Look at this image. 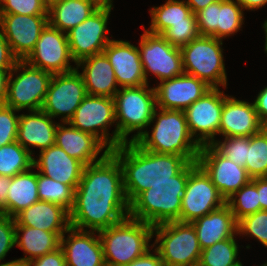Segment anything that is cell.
<instances>
[{
	"mask_svg": "<svg viewBox=\"0 0 267 266\" xmlns=\"http://www.w3.org/2000/svg\"><path fill=\"white\" fill-rule=\"evenodd\" d=\"M129 206L121 164L109 152L101 161L84 167L75 190L70 225L99 232L129 217Z\"/></svg>",
	"mask_w": 267,
	"mask_h": 266,
	"instance_id": "6da1fadb",
	"label": "cell"
},
{
	"mask_svg": "<svg viewBox=\"0 0 267 266\" xmlns=\"http://www.w3.org/2000/svg\"><path fill=\"white\" fill-rule=\"evenodd\" d=\"M110 152L121 164L129 204L154 184L172 180L190 163L181 155L144 150L136 142L123 143Z\"/></svg>",
	"mask_w": 267,
	"mask_h": 266,
	"instance_id": "7a4b0ae2",
	"label": "cell"
},
{
	"mask_svg": "<svg viewBox=\"0 0 267 266\" xmlns=\"http://www.w3.org/2000/svg\"><path fill=\"white\" fill-rule=\"evenodd\" d=\"M145 131L136 141L144 150L156 153L181 155L197 162L201 146L192 137L184 111L157 108Z\"/></svg>",
	"mask_w": 267,
	"mask_h": 266,
	"instance_id": "3957f363",
	"label": "cell"
},
{
	"mask_svg": "<svg viewBox=\"0 0 267 266\" xmlns=\"http://www.w3.org/2000/svg\"><path fill=\"white\" fill-rule=\"evenodd\" d=\"M189 175V164L168 182L154 184L141 192L129 206V217L152 226L180 222L182 195Z\"/></svg>",
	"mask_w": 267,
	"mask_h": 266,
	"instance_id": "277c9868",
	"label": "cell"
},
{
	"mask_svg": "<svg viewBox=\"0 0 267 266\" xmlns=\"http://www.w3.org/2000/svg\"><path fill=\"white\" fill-rule=\"evenodd\" d=\"M106 266H126L153 247V226L126 217L98 232Z\"/></svg>",
	"mask_w": 267,
	"mask_h": 266,
	"instance_id": "5b68a950",
	"label": "cell"
},
{
	"mask_svg": "<svg viewBox=\"0 0 267 266\" xmlns=\"http://www.w3.org/2000/svg\"><path fill=\"white\" fill-rule=\"evenodd\" d=\"M149 85L120 88L115 93L118 146L136 142L149 128L154 111L157 109L155 88ZM131 133L134 134L130 136Z\"/></svg>",
	"mask_w": 267,
	"mask_h": 266,
	"instance_id": "8992f818",
	"label": "cell"
},
{
	"mask_svg": "<svg viewBox=\"0 0 267 266\" xmlns=\"http://www.w3.org/2000/svg\"><path fill=\"white\" fill-rule=\"evenodd\" d=\"M223 40L198 36L182 46L183 71L204 81L211 88H227Z\"/></svg>",
	"mask_w": 267,
	"mask_h": 266,
	"instance_id": "52a82bcc",
	"label": "cell"
},
{
	"mask_svg": "<svg viewBox=\"0 0 267 266\" xmlns=\"http://www.w3.org/2000/svg\"><path fill=\"white\" fill-rule=\"evenodd\" d=\"M153 247L165 266H198L201 248L191 223L171 221L153 226Z\"/></svg>",
	"mask_w": 267,
	"mask_h": 266,
	"instance_id": "ba28073f",
	"label": "cell"
},
{
	"mask_svg": "<svg viewBox=\"0 0 267 266\" xmlns=\"http://www.w3.org/2000/svg\"><path fill=\"white\" fill-rule=\"evenodd\" d=\"M52 75L19 60L9 73L4 104L19 112L42 109Z\"/></svg>",
	"mask_w": 267,
	"mask_h": 266,
	"instance_id": "9c48e42d",
	"label": "cell"
},
{
	"mask_svg": "<svg viewBox=\"0 0 267 266\" xmlns=\"http://www.w3.org/2000/svg\"><path fill=\"white\" fill-rule=\"evenodd\" d=\"M68 123L94 135L110 151L118 147L114 98L87 94ZM111 126L115 129L110 133Z\"/></svg>",
	"mask_w": 267,
	"mask_h": 266,
	"instance_id": "30bf717a",
	"label": "cell"
},
{
	"mask_svg": "<svg viewBox=\"0 0 267 266\" xmlns=\"http://www.w3.org/2000/svg\"><path fill=\"white\" fill-rule=\"evenodd\" d=\"M143 32L137 47L148 84L150 73L158 83L182 75L181 49L171 45L162 35L149 33L145 29Z\"/></svg>",
	"mask_w": 267,
	"mask_h": 266,
	"instance_id": "8fae6325",
	"label": "cell"
},
{
	"mask_svg": "<svg viewBox=\"0 0 267 266\" xmlns=\"http://www.w3.org/2000/svg\"><path fill=\"white\" fill-rule=\"evenodd\" d=\"M226 204L210 176L197 162L189 163V175L182 195L180 222L191 223Z\"/></svg>",
	"mask_w": 267,
	"mask_h": 266,
	"instance_id": "7c38bea8",
	"label": "cell"
},
{
	"mask_svg": "<svg viewBox=\"0 0 267 266\" xmlns=\"http://www.w3.org/2000/svg\"><path fill=\"white\" fill-rule=\"evenodd\" d=\"M87 92L82 75L77 69L53 74L42 106V111L60 123L68 122L80 106Z\"/></svg>",
	"mask_w": 267,
	"mask_h": 266,
	"instance_id": "4fadbf2b",
	"label": "cell"
},
{
	"mask_svg": "<svg viewBox=\"0 0 267 266\" xmlns=\"http://www.w3.org/2000/svg\"><path fill=\"white\" fill-rule=\"evenodd\" d=\"M24 61L32 67L52 74L68 73L76 69V63L70 53L67 34L49 23ZM70 62L75 65H71Z\"/></svg>",
	"mask_w": 267,
	"mask_h": 266,
	"instance_id": "5bb4252c",
	"label": "cell"
},
{
	"mask_svg": "<svg viewBox=\"0 0 267 266\" xmlns=\"http://www.w3.org/2000/svg\"><path fill=\"white\" fill-rule=\"evenodd\" d=\"M221 88H211L200 99L184 110L189 131L200 145L211 144L219 135L224 97Z\"/></svg>",
	"mask_w": 267,
	"mask_h": 266,
	"instance_id": "9a60e30c",
	"label": "cell"
},
{
	"mask_svg": "<svg viewBox=\"0 0 267 266\" xmlns=\"http://www.w3.org/2000/svg\"><path fill=\"white\" fill-rule=\"evenodd\" d=\"M112 9L98 8L85 21L67 32L70 53L77 64L80 60L103 53L112 40L108 34Z\"/></svg>",
	"mask_w": 267,
	"mask_h": 266,
	"instance_id": "2e32d148",
	"label": "cell"
},
{
	"mask_svg": "<svg viewBox=\"0 0 267 266\" xmlns=\"http://www.w3.org/2000/svg\"><path fill=\"white\" fill-rule=\"evenodd\" d=\"M244 15L235 0H218L195 13L200 35L221 40L242 31Z\"/></svg>",
	"mask_w": 267,
	"mask_h": 266,
	"instance_id": "e0dca14e",
	"label": "cell"
},
{
	"mask_svg": "<svg viewBox=\"0 0 267 266\" xmlns=\"http://www.w3.org/2000/svg\"><path fill=\"white\" fill-rule=\"evenodd\" d=\"M197 163L210 176L225 200L251 180L245 167L220 154L211 144L201 146Z\"/></svg>",
	"mask_w": 267,
	"mask_h": 266,
	"instance_id": "ac0fdd59",
	"label": "cell"
},
{
	"mask_svg": "<svg viewBox=\"0 0 267 266\" xmlns=\"http://www.w3.org/2000/svg\"><path fill=\"white\" fill-rule=\"evenodd\" d=\"M47 24L48 15L0 14V27L19 60L31 53Z\"/></svg>",
	"mask_w": 267,
	"mask_h": 266,
	"instance_id": "d6986e66",
	"label": "cell"
},
{
	"mask_svg": "<svg viewBox=\"0 0 267 266\" xmlns=\"http://www.w3.org/2000/svg\"><path fill=\"white\" fill-rule=\"evenodd\" d=\"M157 108L186 110L211 89L204 81L183 73L175 78L156 84Z\"/></svg>",
	"mask_w": 267,
	"mask_h": 266,
	"instance_id": "ffe728a7",
	"label": "cell"
},
{
	"mask_svg": "<svg viewBox=\"0 0 267 266\" xmlns=\"http://www.w3.org/2000/svg\"><path fill=\"white\" fill-rule=\"evenodd\" d=\"M103 53L113 67L119 88L148 84L145 79L138 47L127 40L112 39Z\"/></svg>",
	"mask_w": 267,
	"mask_h": 266,
	"instance_id": "44dd1931",
	"label": "cell"
},
{
	"mask_svg": "<svg viewBox=\"0 0 267 266\" xmlns=\"http://www.w3.org/2000/svg\"><path fill=\"white\" fill-rule=\"evenodd\" d=\"M60 247L65 256L66 266H106L97 231L70 227L61 236Z\"/></svg>",
	"mask_w": 267,
	"mask_h": 266,
	"instance_id": "7402d4cb",
	"label": "cell"
},
{
	"mask_svg": "<svg viewBox=\"0 0 267 266\" xmlns=\"http://www.w3.org/2000/svg\"><path fill=\"white\" fill-rule=\"evenodd\" d=\"M265 126L260 122L253 102L224 97L219 135L221 137H250Z\"/></svg>",
	"mask_w": 267,
	"mask_h": 266,
	"instance_id": "603a6c76",
	"label": "cell"
},
{
	"mask_svg": "<svg viewBox=\"0 0 267 266\" xmlns=\"http://www.w3.org/2000/svg\"><path fill=\"white\" fill-rule=\"evenodd\" d=\"M55 144L85 166L101 161L110 152L94 135L80 131L68 122L58 123Z\"/></svg>",
	"mask_w": 267,
	"mask_h": 266,
	"instance_id": "cb8c5ba5",
	"label": "cell"
},
{
	"mask_svg": "<svg viewBox=\"0 0 267 266\" xmlns=\"http://www.w3.org/2000/svg\"><path fill=\"white\" fill-rule=\"evenodd\" d=\"M33 158V167L46 177L71 186L76 190L85 165L70 157L56 144L39 152Z\"/></svg>",
	"mask_w": 267,
	"mask_h": 266,
	"instance_id": "d4e9b609",
	"label": "cell"
},
{
	"mask_svg": "<svg viewBox=\"0 0 267 266\" xmlns=\"http://www.w3.org/2000/svg\"><path fill=\"white\" fill-rule=\"evenodd\" d=\"M53 120L41 109L28 111L26 114L23 112L19 117L17 142L33 156V148L39 149L40 152L54 145L59 121Z\"/></svg>",
	"mask_w": 267,
	"mask_h": 266,
	"instance_id": "484cf974",
	"label": "cell"
},
{
	"mask_svg": "<svg viewBox=\"0 0 267 266\" xmlns=\"http://www.w3.org/2000/svg\"><path fill=\"white\" fill-rule=\"evenodd\" d=\"M15 225L65 233L70 227V212L63 206L38 200L15 217Z\"/></svg>",
	"mask_w": 267,
	"mask_h": 266,
	"instance_id": "4316f807",
	"label": "cell"
},
{
	"mask_svg": "<svg viewBox=\"0 0 267 266\" xmlns=\"http://www.w3.org/2000/svg\"><path fill=\"white\" fill-rule=\"evenodd\" d=\"M76 69L82 75L89 95L114 98L115 93L120 89L113 67L104 53L80 60L76 64Z\"/></svg>",
	"mask_w": 267,
	"mask_h": 266,
	"instance_id": "83f0119b",
	"label": "cell"
},
{
	"mask_svg": "<svg viewBox=\"0 0 267 266\" xmlns=\"http://www.w3.org/2000/svg\"><path fill=\"white\" fill-rule=\"evenodd\" d=\"M201 250L238 234V221L227 204L191 222Z\"/></svg>",
	"mask_w": 267,
	"mask_h": 266,
	"instance_id": "f1b7e54d",
	"label": "cell"
},
{
	"mask_svg": "<svg viewBox=\"0 0 267 266\" xmlns=\"http://www.w3.org/2000/svg\"><path fill=\"white\" fill-rule=\"evenodd\" d=\"M63 234L15 225V246L23 250L24 253V257L19 258V260L26 263L54 251L60 247Z\"/></svg>",
	"mask_w": 267,
	"mask_h": 266,
	"instance_id": "f546056e",
	"label": "cell"
},
{
	"mask_svg": "<svg viewBox=\"0 0 267 266\" xmlns=\"http://www.w3.org/2000/svg\"><path fill=\"white\" fill-rule=\"evenodd\" d=\"M37 187V171L34 167L12 177L7 194L6 215L15 217L36 203L39 200Z\"/></svg>",
	"mask_w": 267,
	"mask_h": 266,
	"instance_id": "4dcf8cb0",
	"label": "cell"
},
{
	"mask_svg": "<svg viewBox=\"0 0 267 266\" xmlns=\"http://www.w3.org/2000/svg\"><path fill=\"white\" fill-rule=\"evenodd\" d=\"M98 8L88 0H64L48 8V23L67 33Z\"/></svg>",
	"mask_w": 267,
	"mask_h": 266,
	"instance_id": "1f68e13d",
	"label": "cell"
},
{
	"mask_svg": "<svg viewBox=\"0 0 267 266\" xmlns=\"http://www.w3.org/2000/svg\"><path fill=\"white\" fill-rule=\"evenodd\" d=\"M149 12L151 15L149 27L147 29L144 25L141 27L147 32L157 35H161L173 23L186 22V19H196L185 0H166L160 6L151 7Z\"/></svg>",
	"mask_w": 267,
	"mask_h": 266,
	"instance_id": "d6a6232c",
	"label": "cell"
},
{
	"mask_svg": "<svg viewBox=\"0 0 267 266\" xmlns=\"http://www.w3.org/2000/svg\"><path fill=\"white\" fill-rule=\"evenodd\" d=\"M238 234L232 238L216 242L201 250L198 266H236L241 263L239 258Z\"/></svg>",
	"mask_w": 267,
	"mask_h": 266,
	"instance_id": "836d02e7",
	"label": "cell"
},
{
	"mask_svg": "<svg viewBox=\"0 0 267 266\" xmlns=\"http://www.w3.org/2000/svg\"><path fill=\"white\" fill-rule=\"evenodd\" d=\"M34 156L17 141L0 147V175L14 177L33 167Z\"/></svg>",
	"mask_w": 267,
	"mask_h": 266,
	"instance_id": "e575fe53",
	"label": "cell"
},
{
	"mask_svg": "<svg viewBox=\"0 0 267 266\" xmlns=\"http://www.w3.org/2000/svg\"><path fill=\"white\" fill-rule=\"evenodd\" d=\"M245 169L251 179L267 177V127L249 137Z\"/></svg>",
	"mask_w": 267,
	"mask_h": 266,
	"instance_id": "d590c367",
	"label": "cell"
},
{
	"mask_svg": "<svg viewBox=\"0 0 267 266\" xmlns=\"http://www.w3.org/2000/svg\"><path fill=\"white\" fill-rule=\"evenodd\" d=\"M39 200L63 206L69 212L74 206L75 190L66 184L46 177L37 171Z\"/></svg>",
	"mask_w": 267,
	"mask_h": 266,
	"instance_id": "8d00e7d4",
	"label": "cell"
},
{
	"mask_svg": "<svg viewBox=\"0 0 267 266\" xmlns=\"http://www.w3.org/2000/svg\"><path fill=\"white\" fill-rule=\"evenodd\" d=\"M235 219L239 221L246 215L260 211L259 194L256 188V178L234 192L226 199Z\"/></svg>",
	"mask_w": 267,
	"mask_h": 266,
	"instance_id": "74e56055",
	"label": "cell"
},
{
	"mask_svg": "<svg viewBox=\"0 0 267 266\" xmlns=\"http://www.w3.org/2000/svg\"><path fill=\"white\" fill-rule=\"evenodd\" d=\"M239 237L255 238L267 248V210L246 215L238 221Z\"/></svg>",
	"mask_w": 267,
	"mask_h": 266,
	"instance_id": "f35d334b",
	"label": "cell"
},
{
	"mask_svg": "<svg viewBox=\"0 0 267 266\" xmlns=\"http://www.w3.org/2000/svg\"><path fill=\"white\" fill-rule=\"evenodd\" d=\"M214 140L211 145L222 155L238 166L245 167L247 160V146L249 137H221Z\"/></svg>",
	"mask_w": 267,
	"mask_h": 266,
	"instance_id": "ab89813d",
	"label": "cell"
},
{
	"mask_svg": "<svg viewBox=\"0 0 267 266\" xmlns=\"http://www.w3.org/2000/svg\"><path fill=\"white\" fill-rule=\"evenodd\" d=\"M171 45L181 48L200 36L196 19L173 23L161 34Z\"/></svg>",
	"mask_w": 267,
	"mask_h": 266,
	"instance_id": "60d3db41",
	"label": "cell"
},
{
	"mask_svg": "<svg viewBox=\"0 0 267 266\" xmlns=\"http://www.w3.org/2000/svg\"><path fill=\"white\" fill-rule=\"evenodd\" d=\"M19 111L0 104V147L17 141Z\"/></svg>",
	"mask_w": 267,
	"mask_h": 266,
	"instance_id": "b9f144b4",
	"label": "cell"
},
{
	"mask_svg": "<svg viewBox=\"0 0 267 266\" xmlns=\"http://www.w3.org/2000/svg\"><path fill=\"white\" fill-rule=\"evenodd\" d=\"M0 14L48 15L44 0H0Z\"/></svg>",
	"mask_w": 267,
	"mask_h": 266,
	"instance_id": "7bdbcfd3",
	"label": "cell"
},
{
	"mask_svg": "<svg viewBox=\"0 0 267 266\" xmlns=\"http://www.w3.org/2000/svg\"><path fill=\"white\" fill-rule=\"evenodd\" d=\"M15 246V218L0 213V263Z\"/></svg>",
	"mask_w": 267,
	"mask_h": 266,
	"instance_id": "ee69618b",
	"label": "cell"
},
{
	"mask_svg": "<svg viewBox=\"0 0 267 266\" xmlns=\"http://www.w3.org/2000/svg\"><path fill=\"white\" fill-rule=\"evenodd\" d=\"M25 266H66L65 256L61 247L43 256L32 259Z\"/></svg>",
	"mask_w": 267,
	"mask_h": 266,
	"instance_id": "f6af8a7d",
	"label": "cell"
},
{
	"mask_svg": "<svg viewBox=\"0 0 267 266\" xmlns=\"http://www.w3.org/2000/svg\"><path fill=\"white\" fill-rule=\"evenodd\" d=\"M18 61L0 27V69H13Z\"/></svg>",
	"mask_w": 267,
	"mask_h": 266,
	"instance_id": "bcb514c9",
	"label": "cell"
},
{
	"mask_svg": "<svg viewBox=\"0 0 267 266\" xmlns=\"http://www.w3.org/2000/svg\"><path fill=\"white\" fill-rule=\"evenodd\" d=\"M126 266H165V263L161 260L158 251L152 247L144 255L133 260Z\"/></svg>",
	"mask_w": 267,
	"mask_h": 266,
	"instance_id": "7dc6e473",
	"label": "cell"
},
{
	"mask_svg": "<svg viewBox=\"0 0 267 266\" xmlns=\"http://www.w3.org/2000/svg\"><path fill=\"white\" fill-rule=\"evenodd\" d=\"M253 103L260 122L267 127V86L258 92Z\"/></svg>",
	"mask_w": 267,
	"mask_h": 266,
	"instance_id": "c3c4849f",
	"label": "cell"
},
{
	"mask_svg": "<svg viewBox=\"0 0 267 266\" xmlns=\"http://www.w3.org/2000/svg\"><path fill=\"white\" fill-rule=\"evenodd\" d=\"M12 177L0 175V213L6 215V203L8 188L10 187Z\"/></svg>",
	"mask_w": 267,
	"mask_h": 266,
	"instance_id": "681fc988",
	"label": "cell"
},
{
	"mask_svg": "<svg viewBox=\"0 0 267 266\" xmlns=\"http://www.w3.org/2000/svg\"><path fill=\"white\" fill-rule=\"evenodd\" d=\"M260 210H267V177L256 178Z\"/></svg>",
	"mask_w": 267,
	"mask_h": 266,
	"instance_id": "f907efd6",
	"label": "cell"
},
{
	"mask_svg": "<svg viewBox=\"0 0 267 266\" xmlns=\"http://www.w3.org/2000/svg\"><path fill=\"white\" fill-rule=\"evenodd\" d=\"M243 10L256 11L267 5V0H235Z\"/></svg>",
	"mask_w": 267,
	"mask_h": 266,
	"instance_id": "816d5d0a",
	"label": "cell"
},
{
	"mask_svg": "<svg viewBox=\"0 0 267 266\" xmlns=\"http://www.w3.org/2000/svg\"><path fill=\"white\" fill-rule=\"evenodd\" d=\"M12 69H0V104L4 103L7 91V81Z\"/></svg>",
	"mask_w": 267,
	"mask_h": 266,
	"instance_id": "f5cc1de1",
	"label": "cell"
},
{
	"mask_svg": "<svg viewBox=\"0 0 267 266\" xmlns=\"http://www.w3.org/2000/svg\"><path fill=\"white\" fill-rule=\"evenodd\" d=\"M187 5L192 10V13L195 14L199 10L204 9L209 4H212L218 0H185Z\"/></svg>",
	"mask_w": 267,
	"mask_h": 266,
	"instance_id": "db71d44e",
	"label": "cell"
},
{
	"mask_svg": "<svg viewBox=\"0 0 267 266\" xmlns=\"http://www.w3.org/2000/svg\"><path fill=\"white\" fill-rule=\"evenodd\" d=\"M92 2L97 8H107V9H113L114 0H88Z\"/></svg>",
	"mask_w": 267,
	"mask_h": 266,
	"instance_id": "11a10c76",
	"label": "cell"
},
{
	"mask_svg": "<svg viewBox=\"0 0 267 266\" xmlns=\"http://www.w3.org/2000/svg\"><path fill=\"white\" fill-rule=\"evenodd\" d=\"M0 266H25V263L19 259H14L0 263Z\"/></svg>",
	"mask_w": 267,
	"mask_h": 266,
	"instance_id": "9f6ffc18",
	"label": "cell"
},
{
	"mask_svg": "<svg viewBox=\"0 0 267 266\" xmlns=\"http://www.w3.org/2000/svg\"><path fill=\"white\" fill-rule=\"evenodd\" d=\"M263 30H264V34H265V45H264V52L267 55V19L264 20L263 26H262Z\"/></svg>",
	"mask_w": 267,
	"mask_h": 266,
	"instance_id": "6f0895ef",
	"label": "cell"
},
{
	"mask_svg": "<svg viewBox=\"0 0 267 266\" xmlns=\"http://www.w3.org/2000/svg\"><path fill=\"white\" fill-rule=\"evenodd\" d=\"M64 0H44V3L47 8L51 7L52 5L56 4L57 2H61Z\"/></svg>",
	"mask_w": 267,
	"mask_h": 266,
	"instance_id": "680465c9",
	"label": "cell"
},
{
	"mask_svg": "<svg viewBox=\"0 0 267 266\" xmlns=\"http://www.w3.org/2000/svg\"><path fill=\"white\" fill-rule=\"evenodd\" d=\"M255 266V265H254ZM258 266V265H257ZM260 266H267V260L266 262H264L263 264H261Z\"/></svg>",
	"mask_w": 267,
	"mask_h": 266,
	"instance_id": "91938a15",
	"label": "cell"
},
{
	"mask_svg": "<svg viewBox=\"0 0 267 266\" xmlns=\"http://www.w3.org/2000/svg\"><path fill=\"white\" fill-rule=\"evenodd\" d=\"M236 266H243V263L241 262V263L237 264Z\"/></svg>",
	"mask_w": 267,
	"mask_h": 266,
	"instance_id": "94428289",
	"label": "cell"
}]
</instances>
